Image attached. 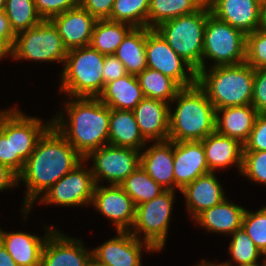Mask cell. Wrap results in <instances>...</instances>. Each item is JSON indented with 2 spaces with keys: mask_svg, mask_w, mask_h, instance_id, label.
<instances>
[{
  "mask_svg": "<svg viewBox=\"0 0 266 266\" xmlns=\"http://www.w3.org/2000/svg\"><path fill=\"white\" fill-rule=\"evenodd\" d=\"M81 162H85L84 158L52 125L39 139L18 174V182L22 181L27 188L21 210L23 216L27 218L39 196Z\"/></svg>",
  "mask_w": 266,
  "mask_h": 266,
  "instance_id": "obj_1",
  "label": "cell"
},
{
  "mask_svg": "<svg viewBox=\"0 0 266 266\" xmlns=\"http://www.w3.org/2000/svg\"><path fill=\"white\" fill-rule=\"evenodd\" d=\"M64 107L67 121L60 112L52 119V125L83 158L108 145L110 108L107 105L98 98L69 97Z\"/></svg>",
  "mask_w": 266,
  "mask_h": 266,
  "instance_id": "obj_2",
  "label": "cell"
},
{
  "mask_svg": "<svg viewBox=\"0 0 266 266\" xmlns=\"http://www.w3.org/2000/svg\"><path fill=\"white\" fill-rule=\"evenodd\" d=\"M172 103L177 104L174 112L170 107L168 140L202 141L215 132V107L197 83L182 87Z\"/></svg>",
  "mask_w": 266,
  "mask_h": 266,
  "instance_id": "obj_3",
  "label": "cell"
},
{
  "mask_svg": "<svg viewBox=\"0 0 266 266\" xmlns=\"http://www.w3.org/2000/svg\"><path fill=\"white\" fill-rule=\"evenodd\" d=\"M254 76L255 69L244 62L201 69L197 72V84L218 110L251 104Z\"/></svg>",
  "mask_w": 266,
  "mask_h": 266,
  "instance_id": "obj_4",
  "label": "cell"
},
{
  "mask_svg": "<svg viewBox=\"0 0 266 266\" xmlns=\"http://www.w3.org/2000/svg\"><path fill=\"white\" fill-rule=\"evenodd\" d=\"M104 58V54L90 45L68 50L61 72L60 92L72 98H98L103 91Z\"/></svg>",
  "mask_w": 266,
  "mask_h": 266,
  "instance_id": "obj_5",
  "label": "cell"
},
{
  "mask_svg": "<svg viewBox=\"0 0 266 266\" xmlns=\"http://www.w3.org/2000/svg\"><path fill=\"white\" fill-rule=\"evenodd\" d=\"M210 13L209 5L204 4L194 13L166 20L155 27L169 46L196 72L202 69L204 30Z\"/></svg>",
  "mask_w": 266,
  "mask_h": 266,
  "instance_id": "obj_6",
  "label": "cell"
},
{
  "mask_svg": "<svg viewBox=\"0 0 266 266\" xmlns=\"http://www.w3.org/2000/svg\"><path fill=\"white\" fill-rule=\"evenodd\" d=\"M205 59L213 60L210 67L244 63L246 35L210 13L204 30L202 69L208 68Z\"/></svg>",
  "mask_w": 266,
  "mask_h": 266,
  "instance_id": "obj_7",
  "label": "cell"
},
{
  "mask_svg": "<svg viewBox=\"0 0 266 266\" xmlns=\"http://www.w3.org/2000/svg\"><path fill=\"white\" fill-rule=\"evenodd\" d=\"M67 49L50 20L16 34L9 56L15 60L65 63Z\"/></svg>",
  "mask_w": 266,
  "mask_h": 266,
  "instance_id": "obj_8",
  "label": "cell"
},
{
  "mask_svg": "<svg viewBox=\"0 0 266 266\" xmlns=\"http://www.w3.org/2000/svg\"><path fill=\"white\" fill-rule=\"evenodd\" d=\"M174 190H165L154 199L136 206L135 220L130 232L147 242L155 251L164 248L169 220L175 199ZM140 233L144 235H139ZM139 235V236H138Z\"/></svg>",
  "mask_w": 266,
  "mask_h": 266,
  "instance_id": "obj_9",
  "label": "cell"
},
{
  "mask_svg": "<svg viewBox=\"0 0 266 266\" xmlns=\"http://www.w3.org/2000/svg\"><path fill=\"white\" fill-rule=\"evenodd\" d=\"M145 54L148 68L171 77L181 87L197 83L196 70L169 46L155 28L146 27Z\"/></svg>",
  "mask_w": 266,
  "mask_h": 266,
  "instance_id": "obj_10",
  "label": "cell"
},
{
  "mask_svg": "<svg viewBox=\"0 0 266 266\" xmlns=\"http://www.w3.org/2000/svg\"><path fill=\"white\" fill-rule=\"evenodd\" d=\"M140 152L108 144L91 151L84 160L93 161L90 169L96 185L102 180L108 181L110 185H120L140 165Z\"/></svg>",
  "mask_w": 266,
  "mask_h": 266,
  "instance_id": "obj_11",
  "label": "cell"
},
{
  "mask_svg": "<svg viewBox=\"0 0 266 266\" xmlns=\"http://www.w3.org/2000/svg\"><path fill=\"white\" fill-rule=\"evenodd\" d=\"M82 164L52 185L38 202L73 207L91 205L96 183L91 169L86 170Z\"/></svg>",
  "mask_w": 266,
  "mask_h": 266,
  "instance_id": "obj_12",
  "label": "cell"
},
{
  "mask_svg": "<svg viewBox=\"0 0 266 266\" xmlns=\"http://www.w3.org/2000/svg\"><path fill=\"white\" fill-rule=\"evenodd\" d=\"M155 250L130 231H117V236L92 249V260L99 266H142V251Z\"/></svg>",
  "mask_w": 266,
  "mask_h": 266,
  "instance_id": "obj_13",
  "label": "cell"
},
{
  "mask_svg": "<svg viewBox=\"0 0 266 266\" xmlns=\"http://www.w3.org/2000/svg\"><path fill=\"white\" fill-rule=\"evenodd\" d=\"M91 204L96 211L112 221L117 231L131 230L136 205L120 185H96Z\"/></svg>",
  "mask_w": 266,
  "mask_h": 266,
  "instance_id": "obj_14",
  "label": "cell"
},
{
  "mask_svg": "<svg viewBox=\"0 0 266 266\" xmlns=\"http://www.w3.org/2000/svg\"><path fill=\"white\" fill-rule=\"evenodd\" d=\"M69 237L54 229L44 243L40 266H89L92 250L82 240Z\"/></svg>",
  "mask_w": 266,
  "mask_h": 266,
  "instance_id": "obj_15",
  "label": "cell"
},
{
  "mask_svg": "<svg viewBox=\"0 0 266 266\" xmlns=\"http://www.w3.org/2000/svg\"><path fill=\"white\" fill-rule=\"evenodd\" d=\"M211 14L245 35L261 27V3L258 0H210Z\"/></svg>",
  "mask_w": 266,
  "mask_h": 266,
  "instance_id": "obj_16",
  "label": "cell"
},
{
  "mask_svg": "<svg viewBox=\"0 0 266 266\" xmlns=\"http://www.w3.org/2000/svg\"><path fill=\"white\" fill-rule=\"evenodd\" d=\"M175 188L181 191L198 177L210 173L201 141L174 142Z\"/></svg>",
  "mask_w": 266,
  "mask_h": 266,
  "instance_id": "obj_17",
  "label": "cell"
},
{
  "mask_svg": "<svg viewBox=\"0 0 266 266\" xmlns=\"http://www.w3.org/2000/svg\"><path fill=\"white\" fill-rule=\"evenodd\" d=\"M67 50L89 46L96 19L83 7L67 10L50 19Z\"/></svg>",
  "mask_w": 266,
  "mask_h": 266,
  "instance_id": "obj_18",
  "label": "cell"
},
{
  "mask_svg": "<svg viewBox=\"0 0 266 266\" xmlns=\"http://www.w3.org/2000/svg\"><path fill=\"white\" fill-rule=\"evenodd\" d=\"M133 112L140 132L148 142L168 140L170 103L144 97Z\"/></svg>",
  "mask_w": 266,
  "mask_h": 266,
  "instance_id": "obj_19",
  "label": "cell"
},
{
  "mask_svg": "<svg viewBox=\"0 0 266 266\" xmlns=\"http://www.w3.org/2000/svg\"><path fill=\"white\" fill-rule=\"evenodd\" d=\"M173 163L174 142L170 140L155 141L140 153V165L146 173L164 189L175 191Z\"/></svg>",
  "mask_w": 266,
  "mask_h": 266,
  "instance_id": "obj_20",
  "label": "cell"
},
{
  "mask_svg": "<svg viewBox=\"0 0 266 266\" xmlns=\"http://www.w3.org/2000/svg\"><path fill=\"white\" fill-rule=\"evenodd\" d=\"M54 229L45 227L47 232L41 238L26 232L7 233L0 228V243L18 266H40L44 243Z\"/></svg>",
  "mask_w": 266,
  "mask_h": 266,
  "instance_id": "obj_21",
  "label": "cell"
},
{
  "mask_svg": "<svg viewBox=\"0 0 266 266\" xmlns=\"http://www.w3.org/2000/svg\"><path fill=\"white\" fill-rule=\"evenodd\" d=\"M25 115L18 108H12L13 156H19L24 162L34 151L39 139L52 126V120L43 124L41 119Z\"/></svg>",
  "mask_w": 266,
  "mask_h": 266,
  "instance_id": "obj_22",
  "label": "cell"
},
{
  "mask_svg": "<svg viewBox=\"0 0 266 266\" xmlns=\"http://www.w3.org/2000/svg\"><path fill=\"white\" fill-rule=\"evenodd\" d=\"M201 142L210 172H215L218 168H229L233 164L237 165L239 173L241 172L244 145L239 140L215 131Z\"/></svg>",
  "mask_w": 266,
  "mask_h": 266,
  "instance_id": "obj_23",
  "label": "cell"
},
{
  "mask_svg": "<svg viewBox=\"0 0 266 266\" xmlns=\"http://www.w3.org/2000/svg\"><path fill=\"white\" fill-rule=\"evenodd\" d=\"M180 192L185 196V203L191 220L202 211L219 204L226 198L215 172L198 177Z\"/></svg>",
  "mask_w": 266,
  "mask_h": 266,
  "instance_id": "obj_24",
  "label": "cell"
},
{
  "mask_svg": "<svg viewBox=\"0 0 266 266\" xmlns=\"http://www.w3.org/2000/svg\"><path fill=\"white\" fill-rule=\"evenodd\" d=\"M258 111L252 104L216 110L215 131L244 144L254 127Z\"/></svg>",
  "mask_w": 266,
  "mask_h": 266,
  "instance_id": "obj_25",
  "label": "cell"
},
{
  "mask_svg": "<svg viewBox=\"0 0 266 266\" xmlns=\"http://www.w3.org/2000/svg\"><path fill=\"white\" fill-rule=\"evenodd\" d=\"M244 212L245 208L225 198L219 204L202 211L193 220L207 231L230 235L241 228Z\"/></svg>",
  "mask_w": 266,
  "mask_h": 266,
  "instance_id": "obj_26",
  "label": "cell"
},
{
  "mask_svg": "<svg viewBox=\"0 0 266 266\" xmlns=\"http://www.w3.org/2000/svg\"><path fill=\"white\" fill-rule=\"evenodd\" d=\"M108 144L138 151H142L148 144L140 132L133 110L110 108Z\"/></svg>",
  "mask_w": 266,
  "mask_h": 266,
  "instance_id": "obj_27",
  "label": "cell"
},
{
  "mask_svg": "<svg viewBox=\"0 0 266 266\" xmlns=\"http://www.w3.org/2000/svg\"><path fill=\"white\" fill-rule=\"evenodd\" d=\"M144 98L143 91L135 75L124 77L105 84L98 99L111 109L133 110Z\"/></svg>",
  "mask_w": 266,
  "mask_h": 266,
  "instance_id": "obj_28",
  "label": "cell"
},
{
  "mask_svg": "<svg viewBox=\"0 0 266 266\" xmlns=\"http://www.w3.org/2000/svg\"><path fill=\"white\" fill-rule=\"evenodd\" d=\"M145 48L146 27H133L114 55L124 64L128 74L137 76L147 68Z\"/></svg>",
  "mask_w": 266,
  "mask_h": 266,
  "instance_id": "obj_29",
  "label": "cell"
},
{
  "mask_svg": "<svg viewBox=\"0 0 266 266\" xmlns=\"http://www.w3.org/2000/svg\"><path fill=\"white\" fill-rule=\"evenodd\" d=\"M132 28L131 25L122 22L108 19L97 20L93 28L90 46L101 54L114 55Z\"/></svg>",
  "mask_w": 266,
  "mask_h": 266,
  "instance_id": "obj_30",
  "label": "cell"
},
{
  "mask_svg": "<svg viewBox=\"0 0 266 266\" xmlns=\"http://www.w3.org/2000/svg\"><path fill=\"white\" fill-rule=\"evenodd\" d=\"M204 3L201 0H149L147 28L198 11Z\"/></svg>",
  "mask_w": 266,
  "mask_h": 266,
  "instance_id": "obj_31",
  "label": "cell"
},
{
  "mask_svg": "<svg viewBox=\"0 0 266 266\" xmlns=\"http://www.w3.org/2000/svg\"><path fill=\"white\" fill-rule=\"evenodd\" d=\"M136 77L146 98L159 99L170 103L182 88L171 77L148 67Z\"/></svg>",
  "mask_w": 266,
  "mask_h": 266,
  "instance_id": "obj_32",
  "label": "cell"
},
{
  "mask_svg": "<svg viewBox=\"0 0 266 266\" xmlns=\"http://www.w3.org/2000/svg\"><path fill=\"white\" fill-rule=\"evenodd\" d=\"M120 186L131 197L136 206L154 199L166 190L156 183L141 165H139Z\"/></svg>",
  "mask_w": 266,
  "mask_h": 266,
  "instance_id": "obj_33",
  "label": "cell"
},
{
  "mask_svg": "<svg viewBox=\"0 0 266 266\" xmlns=\"http://www.w3.org/2000/svg\"><path fill=\"white\" fill-rule=\"evenodd\" d=\"M4 11L15 34L43 21L37 12L34 0H6Z\"/></svg>",
  "mask_w": 266,
  "mask_h": 266,
  "instance_id": "obj_34",
  "label": "cell"
},
{
  "mask_svg": "<svg viewBox=\"0 0 266 266\" xmlns=\"http://www.w3.org/2000/svg\"><path fill=\"white\" fill-rule=\"evenodd\" d=\"M149 0H115L108 20L147 27Z\"/></svg>",
  "mask_w": 266,
  "mask_h": 266,
  "instance_id": "obj_35",
  "label": "cell"
},
{
  "mask_svg": "<svg viewBox=\"0 0 266 266\" xmlns=\"http://www.w3.org/2000/svg\"><path fill=\"white\" fill-rule=\"evenodd\" d=\"M0 163L7 165L19 174L25 162L19 156H13L12 146V108L0 111Z\"/></svg>",
  "mask_w": 266,
  "mask_h": 266,
  "instance_id": "obj_36",
  "label": "cell"
},
{
  "mask_svg": "<svg viewBox=\"0 0 266 266\" xmlns=\"http://www.w3.org/2000/svg\"><path fill=\"white\" fill-rule=\"evenodd\" d=\"M231 235L232 239L229 244V252L232 257L231 261H234L235 264H251L258 262L261 255L264 257L242 227Z\"/></svg>",
  "mask_w": 266,
  "mask_h": 266,
  "instance_id": "obj_37",
  "label": "cell"
},
{
  "mask_svg": "<svg viewBox=\"0 0 266 266\" xmlns=\"http://www.w3.org/2000/svg\"><path fill=\"white\" fill-rule=\"evenodd\" d=\"M247 235L254 241V244L266 254V206L257 212L245 209L242 226Z\"/></svg>",
  "mask_w": 266,
  "mask_h": 266,
  "instance_id": "obj_38",
  "label": "cell"
},
{
  "mask_svg": "<svg viewBox=\"0 0 266 266\" xmlns=\"http://www.w3.org/2000/svg\"><path fill=\"white\" fill-rule=\"evenodd\" d=\"M245 62L254 69L266 67V27L246 35Z\"/></svg>",
  "mask_w": 266,
  "mask_h": 266,
  "instance_id": "obj_39",
  "label": "cell"
},
{
  "mask_svg": "<svg viewBox=\"0 0 266 266\" xmlns=\"http://www.w3.org/2000/svg\"><path fill=\"white\" fill-rule=\"evenodd\" d=\"M241 174L251 181L266 185V151H243Z\"/></svg>",
  "mask_w": 266,
  "mask_h": 266,
  "instance_id": "obj_40",
  "label": "cell"
},
{
  "mask_svg": "<svg viewBox=\"0 0 266 266\" xmlns=\"http://www.w3.org/2000/svg\"><path fill=\"white\" fill-rule=\"evenodd\" d=\"M38 14L43 20L80 6V0H34Z\"/></svg>",
  "mask_w": 266,
  "mask_h": 266,
  "instance_id": "obj_41",
  "label": "cell"
},
{
  "mask_svg": "<svg viewBox=\"0 0 266 266\" xmlns=\"http://www.w3.org/2000/svg\"><path fill=\"white\" fill-rule=\"evenodd\" d=\"M243 151H266V113H259Z\"/></svg>",
  "mask_w": 266,
  "mask_h": 266,
  "instance_id": "obj_42",
  "label": "cell"
},
{
  "mask_svg": "<svg viewBox=\"0 0 266 266\" xmlns=\"http://www.w3.org/2000/svg\"><path fill=\"white\" fill-rule=\"evenodd\" d=\"M251 104L258 113H266V67L255 69Z\"/></svg>",
  "mask_w": 266,
  "mask_h": 266,
  "instance_id": "obj_43",
  "label": "cell"
},
{
  "mask_svg": "<svg viewBox=\"0 0 266 266\" xmlns=\"http://www.w3.org/2000/svg\"><path fill=\"white\" fill-rule=\"evenodd\" d=\"M16 34L12 30L5 11H0V60L8 57L13 47Z\"/></svg>",
  "mask_w": 266,
  "mask_h": 266,
  "instance_id": "obj_44",
  "label": "cell"
},
{
  "mask_svg": "<svg viewBox=\"0 0 266 266\" xmlns=\"http://www.w3.org/2000/svg\"><path fill=\"white\" fill-rule=\"evenodd\" d=\"M115 0H80V6L96 20L109 19Z\"/></svg>",
  "mask_w": 266,
  "mask_h": 266,
  "instance_id": "obj_45",
  "label": "cell"
},
{
  "mask_svg": "<svg viewBox=\"0 0 266 266\" xmlns=\"http://www.w3.org/2000/svg\"><path fill=\"white\" fill-rule=\"evenodd\" d=\"M127 74L124 64L115 55H105L103 66V89L105 84L124 77Z\"/></svg>",
  "mask_w": 266,
  "mask_h": 266,
  "instance_id": "obj_46",
  "label": "cell"
},
{
  "mask_svg": "<svg viewBox=\"0 0 266 266\" xmlns=\"http://www.w3.org/2000/svg\"><path fill=\"white\" fill-rule=\"evenodd\" d=\"M18 184V174L7 165L0 163V192L9 187H17Z\"/></svg>",
  "mask_w": 266,
  "mask_h": 266,
  "instance_id": "obj_47",
  "label": "cell"
},
{
  "mask_svg": "<svg viewBox=\"0 0 266 266\" xmlns=\"http://www.w3.org/2000/svg\"><path fill=\"white\" fill-rule=\"evenodd\" d=\"M0 266H18L1 243H0Z\"/></svg>",
  "mask_w": 266,
  "mask_h": 266,
  "instance_id": "obj_48",
  "label": "cell"
},
{
  "mask_svg": "<svg viewBox=\"0 0 266 266\" xmlns=\"http://www.w3.org/2000/svg\"><path fill=\"white\" fill-rule=\"evenodd\" d=\"M262 264H259L258 262H255V263H251V264H242V265H237V266H266V259H264V261L262 260ZM217 266H233V264L231 263V261L229 260V262L225 261V262H222V263H218L216 264Z\"/></svg>",
  "mask_w": 266,
  "mask_h": 266,
  "instance_id": "obj_49",
  "label": "cell"
},
{
  "mask_svg": "<svg viewBox=\"0 0 266 266\" xmlns=\"http://www.w3.org/2000/svg\"><path fill=\"white\" fill-rule=\"evenodd\" d=\"M261 26L266 27V0L261 2Z\"/></svg>",
  "mask_w": 266,
  "mask_h": 266,
  "instance_id": "obj_50",
  "label": "cell"
},
{
  "mask_svg": "<svg viewBox=\"0 0 266 266\" xmlns=\"http://www.w3.org/2000/svg\"><path fill=\"white\" fill-rule=\"evenodd\" d=\"M201 261L202 262H200L199 264H197V266H210V262L209 261H207V260H201Z\"/></svg>",
  "mask_w": 266,
  "mask_h": 266,
  "instance_id": "obj_51",
  "label": "cell"
},
{
  "mask_svg": "<svg viewBox=\"0 0 266 266\" xmlns=\"http://www.w3.org/2000/svg\"><path fill=\"white\" fill-rule=\"evenodd\" d=\"M5 1L6 0H0V11H3L5 9Z\"/></svg>",
  "mask_w": 266,
  "mask_h": 266,
  "instance_id": "obj_52",
  "label": "cell"
},
{
  "mask_svg": "<svg viewBox=\"0 0 266 266\" xmlns=\"http://www.w3.org/2000/svg\"><path fill=\"white\" fill-rule=\"evenodd\" d=\"M89 266H99V265H97L95 262L92 261Z\"/></svg>",
  "mask_w": 266,
  "mask_h": 266,
  "instance_id": "obj_53",
  "label": "cell"
},
{
  "mask_svg": "<svg viewBox=\"0 0 266 266\" xmlns=\"http://www.w3.org/2000/svg\"><path fill=\"white\" fill-rule=\"evenodd\" d=\"M210 0H202L204 4H207Z\"/></svg>",
  "mask_w": 266,
  "mask_h": 266,
  "instance_id": "obj_54",
  "label": "cell"
},
{
  "mask_svg": "<svg viewBox=\"0 0 266 266\" xmlns=\"http://www.w3.org/2000/svg\"><path fill=\"white\" fill-rule=\"evenodd\" d=\"M210 266H217L216 263L210 262Z\"/></svg>",
  "mask_w": 266,
  "mask_h": 266,
  "instance_id": "obj_55",
  "label": "cell"
}]
</instances>
